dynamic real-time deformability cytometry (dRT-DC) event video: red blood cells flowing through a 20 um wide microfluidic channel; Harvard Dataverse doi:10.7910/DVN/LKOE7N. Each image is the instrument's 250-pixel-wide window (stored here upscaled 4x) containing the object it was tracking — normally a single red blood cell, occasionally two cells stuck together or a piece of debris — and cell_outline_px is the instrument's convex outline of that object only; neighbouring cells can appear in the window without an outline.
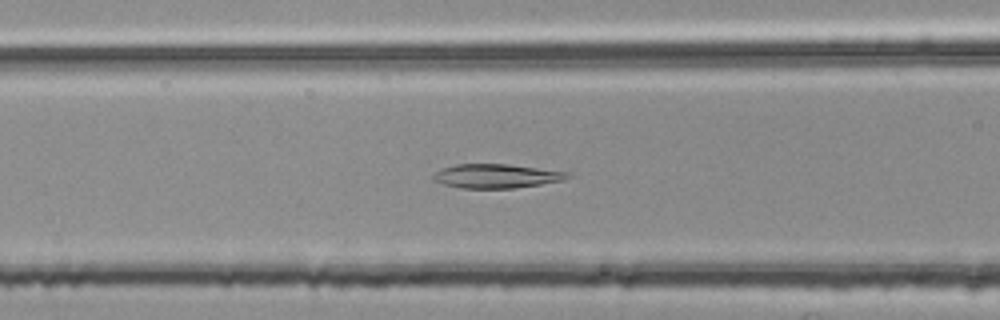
{"species": "common noctule bat (a hibernating species)", "species_latin": "Nyctalus noctula", "temperature_condition": "room temperature", "stored_images_in_passage": 46, "camera_frame_rate_fps": 3000, "um_per_image_px": 0.085, "animal": {"sex": "female", "body_mass_g": 25.1}, "frame": {"image": 1, "passage_image": 13, "time_ms": 4.0, "image_size_px": [1000, 320], "cell_outline_px": [[572, 176], [564, 180], [516, 188], [460, 188], [444, 184], [432, 180], [432, 176], [436, 172], [444, 168], [456, 164], [508, 164], [568, 172]], "centroid_in_image_um": [42.19, 14.96], "position_along_channel_um": 124.4, "area_um2": 18.73}}
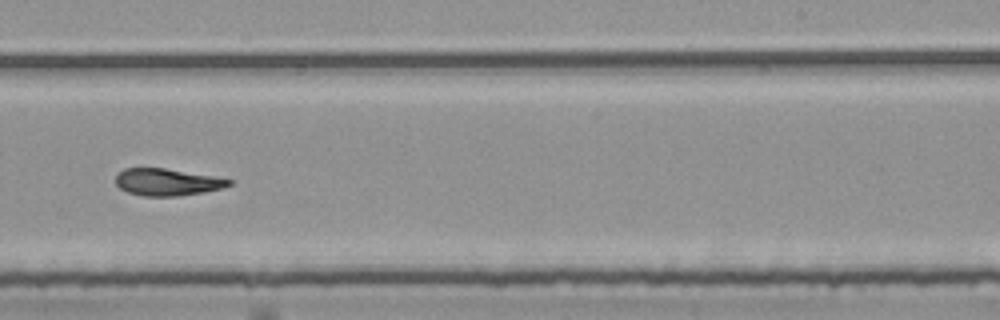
{"frame": {"image": 2, "passage_image": 25, "time_ms": 8.0, "image_size_px": [1000, 320], "cell_outline_px": [[232, 184], [224, 188], [204, 192], [176, 196], [144, 196], [128, 192], [120, 188], [116, 184], [116, 176], [124, 168], [164, 168], [232, 180]], "centroid_in_image_um": [14.19, 15.48], "position_along_channel_um": 274.8, "area_um2": 17.57}}
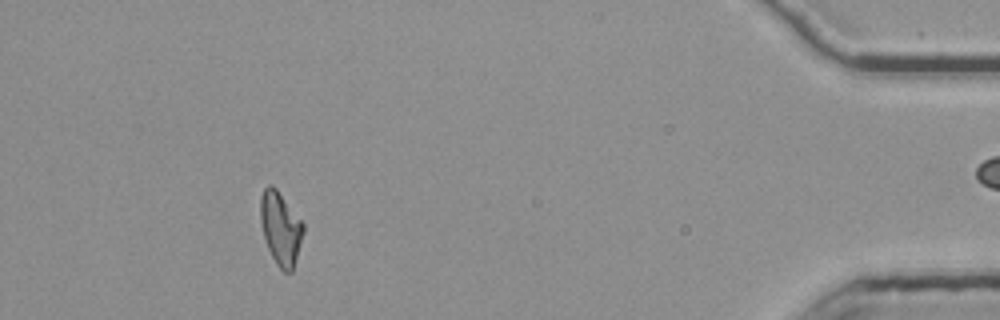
{"frame": {"image": 3, "passage_image": 41, "time_ms": 13.333, "image_size_px": [1000, 320], "cell_outline_px": [[304, 232], [292, 272], [284, 272], [276, 264], [268, 248], [264, 236], [260, 220], [260, 196], [264, 188], [268, 184], [272, 184], [276, 188], [304, 224]], "centroid_in_image_um": [23.84, 19.39], "position_along_channel_um": 411.4, "area_um2": 18.15}, "authors_computed_cell_mechanics": {"area_um2": 18.5538, "velocity_mm_per_s": 3.7721, "shape_relaxation_time_tau1_ms": null, "shape_relaxation_time_tau2_ms": 4.447, "deformation_change_tau1": null, "deformation_change_tau2": 0.1121}}